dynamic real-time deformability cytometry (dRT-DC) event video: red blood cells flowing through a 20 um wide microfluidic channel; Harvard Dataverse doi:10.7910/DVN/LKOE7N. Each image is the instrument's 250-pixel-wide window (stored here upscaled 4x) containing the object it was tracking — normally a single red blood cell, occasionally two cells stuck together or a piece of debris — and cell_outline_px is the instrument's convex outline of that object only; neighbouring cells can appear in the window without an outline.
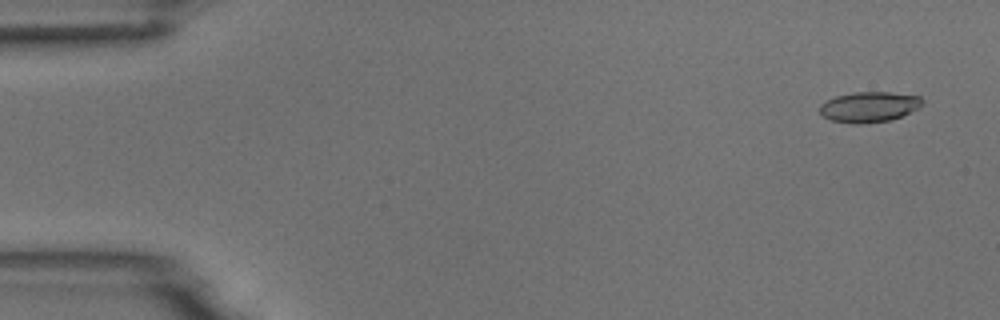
{"species": "common noctule bat (a hibernating species)", "species_latin": "Nyctalus noctula", "temperature_condition": "room temperature", "stored_images_in_passage": 55, "camera_frame_rate_fps": 3000, "um_per_image_px": 0.085, "animal": {"sex": "male", "body_mass_g": 18.8}, "frame": {"image": 1, "passage_image": 3, "time_ms": 0.667, "image_size_px": [1000, 320], "cell_outline_px": [[924, 100], [920, 108], [892, 120], [860, 124], [852, 124], [832, 120], [824, 116], [820, 112], [820, 104], [836, 96], [852, 92], [892, 92], [920, 96]], "centroid_in_image_um": [73.92, 9.08], "position_along_channel_um": 11.1, "area_um2": 18.32}}
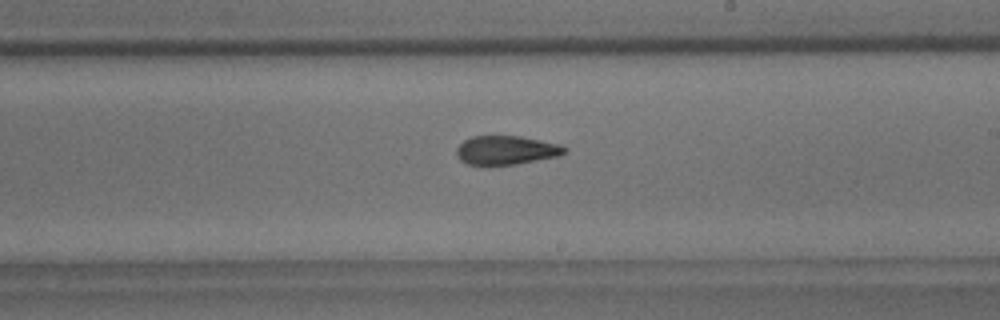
{"frame": {"image": 2, "passage_image": 32, "time_ms": 10.333, "image_size_px": [1000, 320], "cell_outline_px": [[568, 148], [560, 156], [516, 164], [468, 164], [460, 160], [456, 156], [456, 148], [464, 140], [472, 136], [520, 136], [560, 144]], "centroid_in_image_um": [43.03, 12.75], "position_along_channel_um": 246.0, "area_um2": 18.09}}
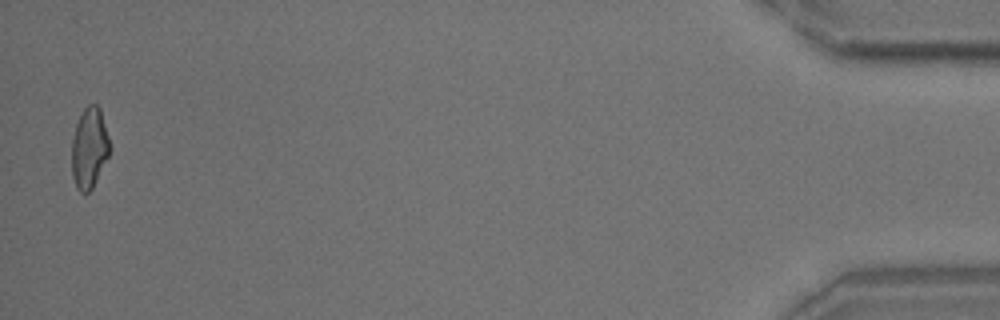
{"frame": {"image": 3, "passage_image": 54, "time_ms": 17.667, "image_size_px": [1000, 320], "cell_outline_px": [[112, 148], [92, 188], [88, 192], [80, 192], [76, 188], [72, 176], [72, 140], [76, 124], [84, 108], [88, 104], [96, 104], [100, 108]], "centroid_in_image_um": [7.6, 12.57], "position_along_channel_um": 427.6, "area_um2": 17.86}, "authors_computed_cell_mechanics": {"area_um2": 18.496, "velocity_mm_per_s": 3.7064, "shape_relaxation_time_tau1_ms": 6.0784, "shape_relaxation_time_tau2_ms": 2.8228, "deformation_change_tau1": 0.1519, "deformation_change_tau2": 0.1022}}